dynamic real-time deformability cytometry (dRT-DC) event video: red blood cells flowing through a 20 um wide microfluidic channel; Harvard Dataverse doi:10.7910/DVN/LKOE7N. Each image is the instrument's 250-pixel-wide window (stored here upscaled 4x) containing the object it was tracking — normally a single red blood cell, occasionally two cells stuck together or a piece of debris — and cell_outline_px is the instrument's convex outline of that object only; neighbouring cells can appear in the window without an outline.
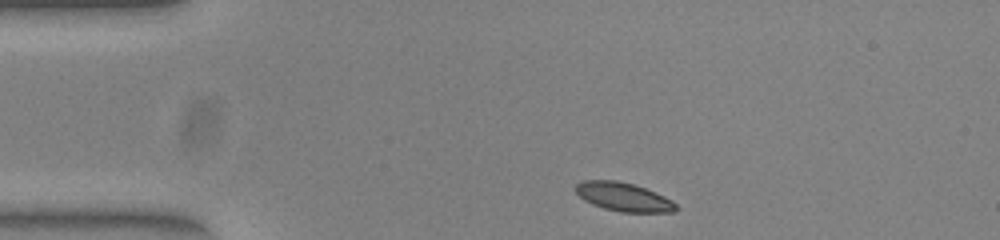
{"species": "common noctule bat (a hibernating species)", "species_latin": "Nyctalus noctula", "temperature_condition": "warm", "stored_images_in_passage": 43, "camera_frame_rate_fps": 3000, "um_per_image_px": 0.085, "animal": {"sex": "female", "body_mass_g": 23.0, "forearm_length_mm": 53.4}, "frame": {"image": 1, "passage_image": 1, "time_ms": 0.0, "image_size_px": [1000, 240], "cell_outline_px": [[680, 208], [676, 212], [620, 212], [604, 208], [592, 204], [584, 200], [576, 192], [576, 184], [584, 180], [616, 180], [632, 184], [656, 192], [672, 200]], "centroid_in_image_um": [53.03, 16.74], "position_along_channel_um": 32.0, "area_um2": 16.76}}
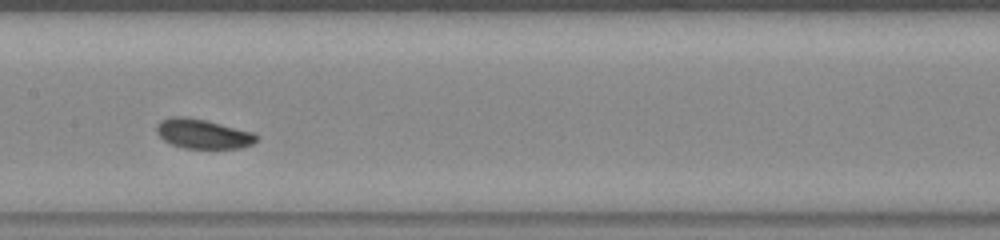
{"frame": {"image": 2, "passage_image": 17, "time_ms": 5.333, "image_size_px": [1000, 240], "cell_outline_px": [[256, 140], [252, 144], [240, 148], [184, 148], [172, 144], [164, 140], [156, 132], [156, 124], [160, 120], [172, 116], [184, 116], [204, 120], [252, 132], [256, 136]], "centroid_in_image_um": [17.19, 11.37], "position_along_channel_um": 190.2, "area_um2": 16.94}}
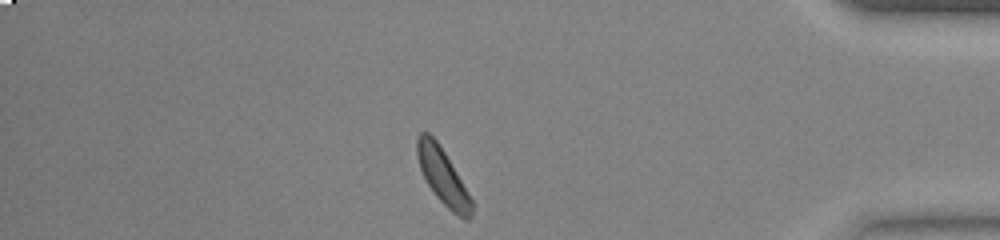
{"frame": {"image": 3, "passage_image": 36, "time_ms": 11.667, "image_size_px": [1000, 240], "cell_outline_px": [[472, 216], [468, 220], [464, 220], [452, 212], [436, 196], [428, 184], [420, 168], [416, 156], [416, 140], [420, 132], [428, 132], [436, 140], [444, 152], [468, 192], [472, 200]], "centroid_in_image_um": [37.62, 15.0], "position_along_channel_um": 397.6, "area_um2": 17.46}, "authors_computed_cell_mechanics": {"area_um2": 17.2244, "velocity_mm_per_s": 3.8733, "shape_relaxation_time_tau1_ms": 2.4226, "shape_relaxation_time_tau2_ms": null, "deformation_change_tau1": 0.0847, "deformation_change_tau2": null}}